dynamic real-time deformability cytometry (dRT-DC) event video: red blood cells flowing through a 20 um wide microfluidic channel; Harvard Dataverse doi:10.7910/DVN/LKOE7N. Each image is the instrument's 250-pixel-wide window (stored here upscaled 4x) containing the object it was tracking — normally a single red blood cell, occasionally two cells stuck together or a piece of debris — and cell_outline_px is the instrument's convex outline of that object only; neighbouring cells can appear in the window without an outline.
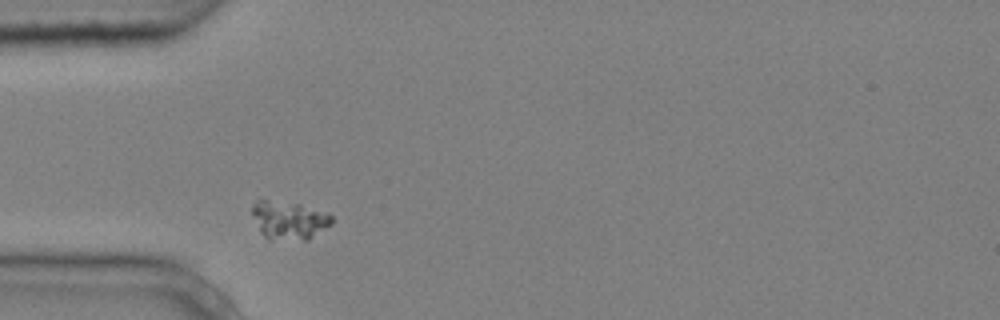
{"species": "common noctule bat (a hibernating species)", "species_latin": "Nyctalus noctula", "temperature_condition": "cold", "stored_images_in_passage": 2, "camera_frame_rate_fps": 3000, "um_per_image_px": 0.085, "animal": {"sex": "male", "body_mass_g": 20.4}, "frame": {"image": 1, "passage_image": 1, "time_ms": 0.0, "image_size_px": [1000, 320], "cell_outline_px": [[332, 224], [308, 240], [268, 240], [260, 232], [252, 212], [252, 208], [256, 200], [268, 200], [300, 204], [328, 212], [332, 216]], "centroid_in_image_um": [24.59, 18.73], "position_along_channel_um": 60.4, "area_um2": 17.86}}
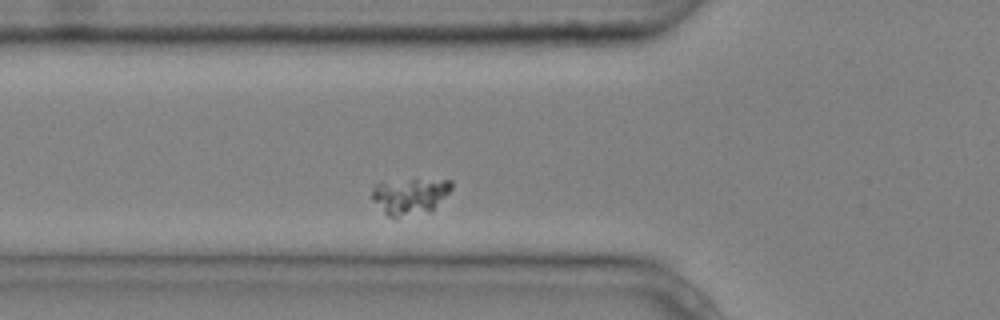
{"frame": {"image": 2, "passage_image": 2, "time_ms": 0.333, "image_size_px": [1000, 320], "cell_outline_px": [[452, 188], [432, 208], [396, 220], [388, 216], [372, 200], [372, 188], [376, 184], [412, 180], [452, 180]], "centroid_in_image_um": [34.79, 16.69], "position_along_channel_um": 91.0, "area_um2": 16.18}}